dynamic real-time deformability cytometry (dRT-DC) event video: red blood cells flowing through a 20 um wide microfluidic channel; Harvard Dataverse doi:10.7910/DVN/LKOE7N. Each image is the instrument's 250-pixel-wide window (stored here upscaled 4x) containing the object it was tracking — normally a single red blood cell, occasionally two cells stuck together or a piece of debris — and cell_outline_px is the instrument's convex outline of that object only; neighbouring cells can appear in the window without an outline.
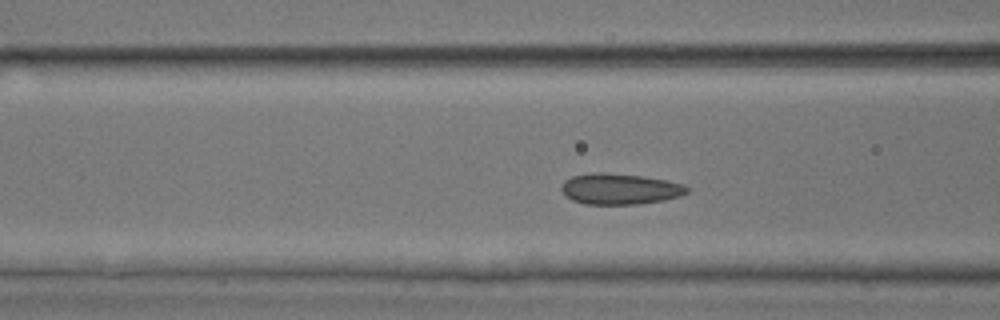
{"species": "common noctule bat (a hibernating species)", "species_latin": "Nyctalus noctula", "temperature_condition": "room temperature", "stored_images_in_passage": 50, "camera_frame_rate_fps": 3000, "um_per_image_px": 0.085, "animal": {"sex": "male", "body_mass_g": 17.9, "forearm_length_mm": 54.2}, "frame": {"image": 1, "passage_image": 17, "time_ms": 5.333, "image_size_px": [1000, 320], "cell_outline_px": [[692, 188], [688, 192], [680, 196], [664, 200], [636, 204], [584, 204], [572, 200], [560, 188], [564, 180], [572, 176], [596, 172], [604, 172], [640, 176], [664, 180], [684, 184]], "centroid_in_image_um": [52.71, 16.06], "position_along_channel_um": 113.9, "area_um2": 22.54}}
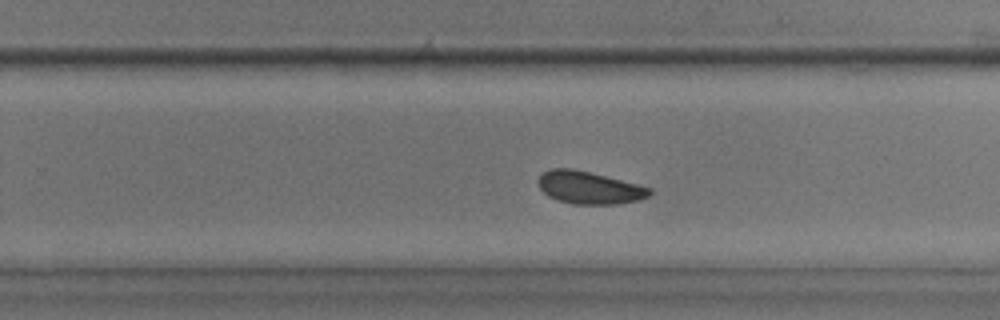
{"frame": {"image": 2, "passage_image": 30, "time_ms": 9.667, "image_size_px": [1000, 320], "cell_outline_px": [[652, 192], [648, 196], [640, 200], [616, 204], [572, 204], [548, 196], [540, 188], [536, 180], [544, 172], [552, 168], [572, 168], [652, 188]], "centroid_in_image_um": [50.07, 15.96], "position_along_channel_um": 279.7, "area_um2": 20.87}}
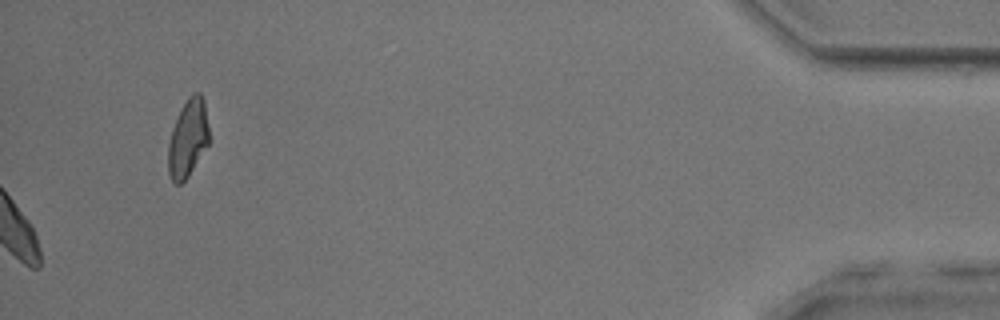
{"frame": {"image": 3, "passage_image": 50, "time_ms": 16.333, "image_size_px": [1000, 320], "cell_outline_px": [[208, 144], [188, 176], [180, 184], [176, 184], [172, 180], [168, 172], [168, 144], [172, 128], [180, 108], [188, 96], [192, 92], [200, 92], [204, 100], [208, 128]], "centroid_in_image_um": [15.95, 11.72], "position_along_channel_um": 419.2, "area_um2": 18.44}, "authors_computed_cell_mechanics": {"area_um2": 21.5594, "velocity_mm_per_s": 3.8394, "shape_relaxation_time_tau1_ms": 3.3746, "shape_relaxation_time_tau2_ms": 0.5871, "deformation_change_tau1": 0.0733, "deformation_change_tau2": 0.0519}}